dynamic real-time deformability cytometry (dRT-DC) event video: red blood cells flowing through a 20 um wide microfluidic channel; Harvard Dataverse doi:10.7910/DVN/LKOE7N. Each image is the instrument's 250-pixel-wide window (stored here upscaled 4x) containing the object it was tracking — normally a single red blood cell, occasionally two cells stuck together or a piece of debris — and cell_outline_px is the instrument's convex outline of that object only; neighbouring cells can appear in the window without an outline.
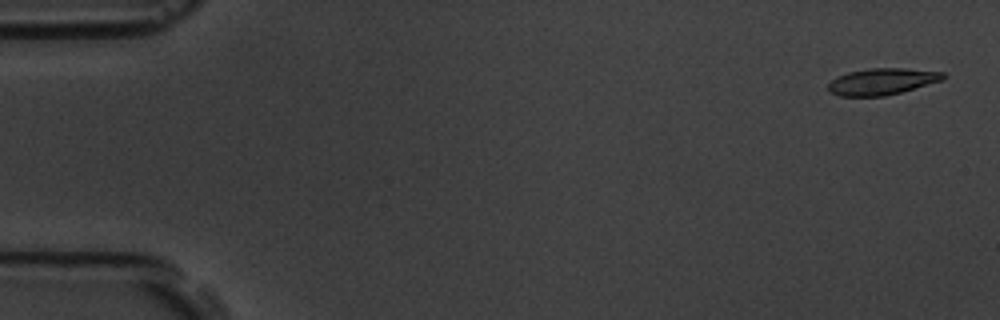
{"species": "common noctule bat (a hibernating species)", "species_latin": "Nyctalus noctula", "temperature_condition": "room temperature", "stored_images_in_passage": 5, "camera_frame_rate_fps": 3000, "um_per_image_px": 0.085, "animal": {"sex": "male", "body_mass_g": 19.5, "forearm_length_mm": 54.6}, "frame": {"image": 1, "passage_image": 1, "time_ms": 0.0, "image_size_px": [1000, 320], "cell_outline_px": [[948, 76], [944, 80], [900, 92], [884, 96], [840, 96], [828, 92], [828, 84], [836, 76], [848, 72], [868, 68], [904, 68], [944, 72]], "centroid_in_image_um": [74.98, 6.92], "position_along_channel_um": 10.0, "area_um2": 17.92}}
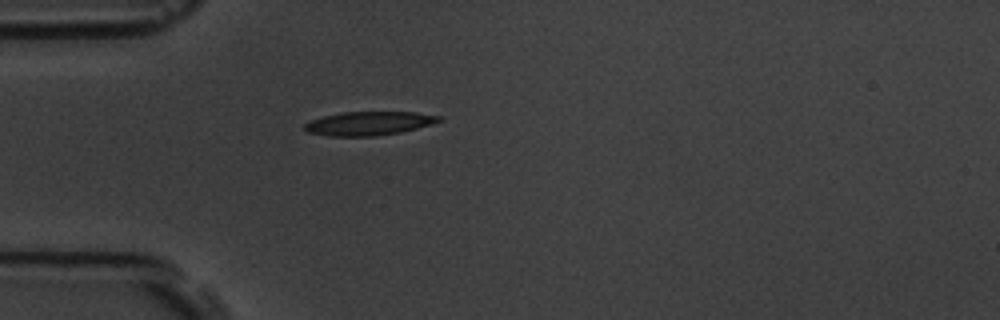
{"frame": {"image": 2, "passage_image": 5, "time_ms": 4.667, "image_size_px": [1000, 320], "cell_outline_px": [[444, 120], [432, 124], [400, 132], [376, 136], [328, 136], [308, 132], [304, 128], [304, 124], [312, 120], [324, 116], [340, 112], [416, 112], [444, 116]], "centroid_in_image_um": [31.41, 10.48], "position_along_channel_um": 53.6, "area_um2": 18.67}}